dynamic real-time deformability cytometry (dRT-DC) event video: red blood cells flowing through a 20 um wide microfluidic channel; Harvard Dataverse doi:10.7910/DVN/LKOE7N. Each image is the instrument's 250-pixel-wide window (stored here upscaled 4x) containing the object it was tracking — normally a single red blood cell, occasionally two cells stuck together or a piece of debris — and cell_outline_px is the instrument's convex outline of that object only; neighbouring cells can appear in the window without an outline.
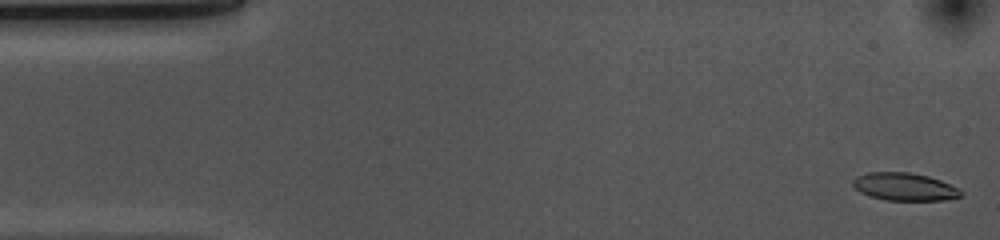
{"species": "common noctule bat (a hibernating species)", "species_latin": "Nyctalus noctula", "temperature_condition": "cold", "stored_images_in_passage": 54, "camera_frame_rate_fps": 3000, "um_per_image_px": 0.085, "animal": {"sex": "female", "body_mass_g": 10.0, "forearm_length_mm": 53.1}, "frame": {"image": 1, "passage_image": 1, "time_ms": 0.0, "image_size_px": [1000, 240], "cell_outline_px": [[964, 192], [960, 196], [944, 200], [884, 200], [860, 192], [852, 184], [852, 180], [856, 176], [868, 172], [908, 172], [928, 176], [940, 180], [960, 188]], "centroid_in_image_um": [76.89, 15.87], "position_along_channel_um": 8.1, "area_um2": 17.46}}
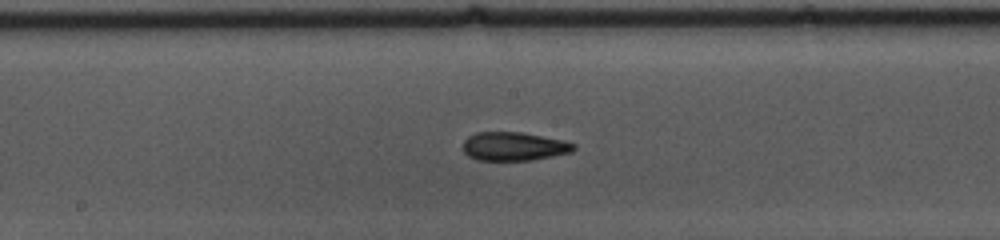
{"frame": {"image": 2, "passage_image": 26, "time_ms": 8.333, "image_size_px": [1000, 240], "cell_outline_px": [[576, 148], [572, 152], [532, 160], [476, 160], [468, 156], [464, 152], [464, 140], [468, 136], [476, 132], [520, 132], [560, 140], [576, 144]], "centroid_in_image_um": [43.66, 12.45], "position_along_channel_um": 204.5, "area_um2": 18.32}}
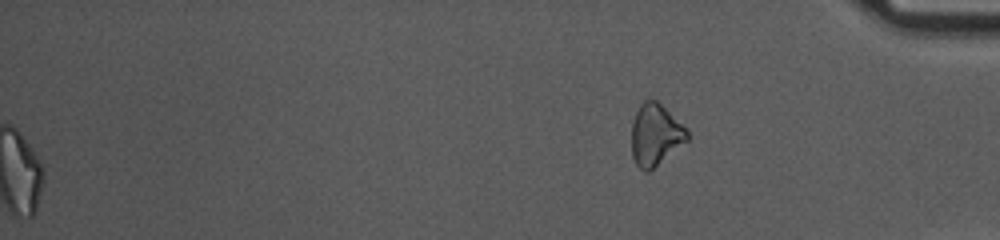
{"frame": {"image": 3, "passage_image": 54, "time_ms": 17.667, "image_size_px": [1000, 240], "cell_outline_px": [[688, 140], [648, 172], [640, 168], [636, 164], [632, 156], [632, 124], [636, 112], [640, 104], [644, 100], [656, 100], [688, 132]], "centroid_in_image_um": [55.67, 11.47], "position_along_channel_um": 379.5, "area_um2": 19.36}, "authors_computed_cell_mechanics": {"area_um2": 18.6694, "velocity_mm_per_s": 3.6534, "shape_relaxation_time_tau1_ms": 7.6257, "shape_relaxation_time_tau2_ms": 7.0966, "deformation_change_tau1": 0.1904, "deformation_change_tau2": 0.133}}